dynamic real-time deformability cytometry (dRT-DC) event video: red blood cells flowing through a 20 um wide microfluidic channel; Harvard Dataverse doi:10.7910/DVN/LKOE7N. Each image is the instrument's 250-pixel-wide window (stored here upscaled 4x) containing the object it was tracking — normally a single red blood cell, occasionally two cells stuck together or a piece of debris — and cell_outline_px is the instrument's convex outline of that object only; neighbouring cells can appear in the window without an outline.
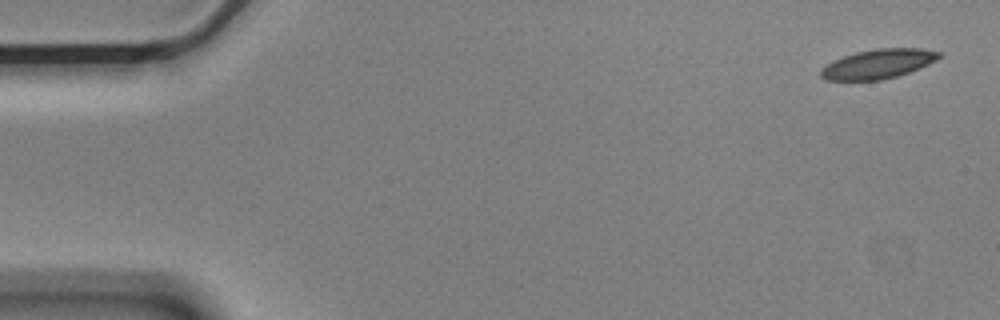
{"species": "Egyptian fruit bat (a non-hibernating species)", "species_latin": "Rousettus aegyptiacus", "temperature_condition": "cold", "stored_images_in_passage": 55, "camera_frame_rate_fps": 3000, "um_per_image_px": 0.085, "animal": {"sex": "male"}, "frame": {"image": 1, "passage_image": 1, "time_ms": 0.0, "image_size_px": [1000, 320], "cell_outline_px": [[940, 56], [936, 60], [920, 68], [896, 76], [880, 80], [824, 80], [820, 76], [820, 68], [832, 60], [856, 52], [876, 48], [920, 48], [940, 52]], "centroid_in_image_um": [74.59, 5.43], "position_along_channel_um": 10.4, "area_um2": 20.23}}
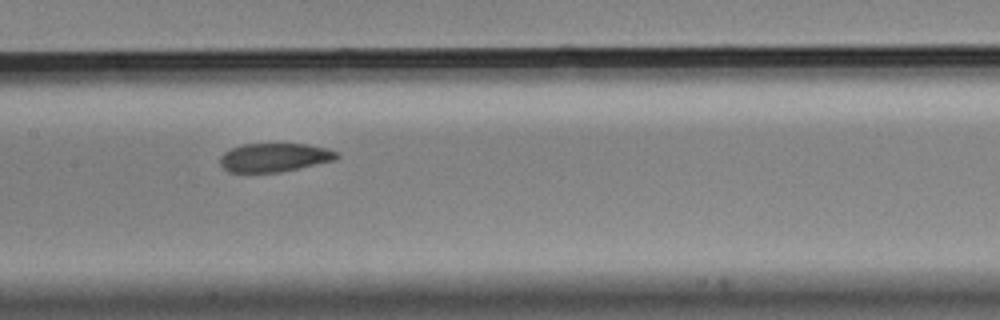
{"frame": {"image": 2, "passage_image": 26, "time_ms": 8.333, "image_size_px": [1000, 320], "cell_outline_px": [[340, 156], [336, 160], [280, 172], [228, 172], [220, 164], [220, 156], [224, 152], [232, 148], [244, 144], [308, 144], [340, 152]], "centroid_in_image_um": [23.35, 13.38], "position_along_channel_um": 184.1, "area_um2": 19.48}}
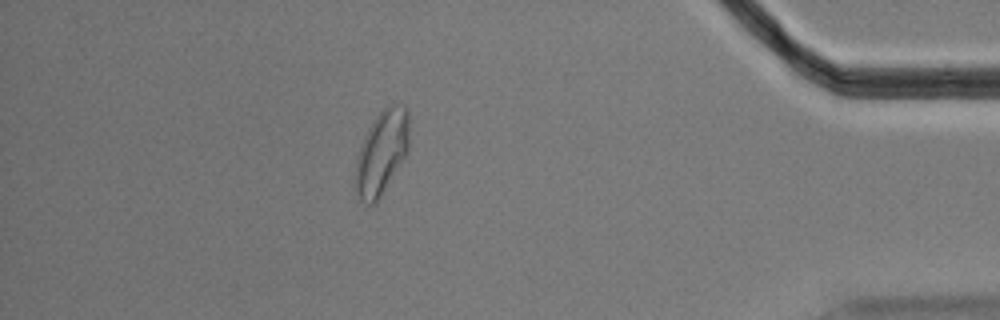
{"frame": {"image": 3, "passage_image": 48, "time_ms": 15.667, "image_size_px": [1000, 320], "cell_outline_px": [[408, 152], [376, 204], [364, 204], [356, 200], [356, 160], [360, 144], [368, 128], [376, 116], [384, 108], [396, 104], [404, 104], [408, 108]], "centroid_in_image_um": [32.43, 13.0], "position_along_channel_um": 402.8, "area_um2": 26.47}, "authors_computed_cell_mechanics": {"area_um2": 20.9236, "velocity_mm_per_s": 3.5755, "shape_relaxation_time_tau1_ms": 7.4126, "shape_relaxation_time_tau2_ms": 2.812, "deformation_change_tau1": 0.1475, "deformation_change_tau2": 0.0798}}